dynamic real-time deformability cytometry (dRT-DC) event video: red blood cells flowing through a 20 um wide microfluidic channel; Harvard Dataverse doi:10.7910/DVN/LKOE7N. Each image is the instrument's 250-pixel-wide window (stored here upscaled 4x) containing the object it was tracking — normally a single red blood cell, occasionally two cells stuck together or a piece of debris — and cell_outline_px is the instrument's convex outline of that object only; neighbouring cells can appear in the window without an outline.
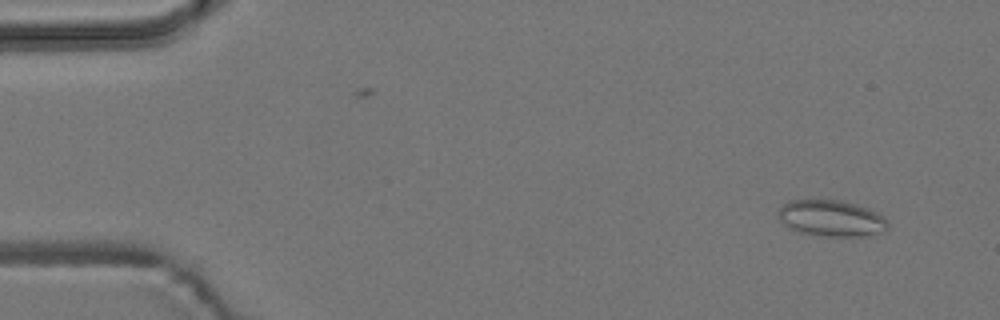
{"species": "common noctule bat (a hibernating species)", "species_latin": "Nyctalus noctula", "temperature_condition": "room temperature", "stored_images_in_passage": 6, "camera_frame_rate_fps": 3000, "um_per_image_px": 0.085, "animal": {"sex": "male", "body_mass_g": 19.2, "forearm_length_mm": 51.8}, "frame": {"image": 1, "passage_image": 1, "time_ms": 0.0, "image_size_px": [1000, 320], "cell_outline_px": [[888, 228], [884, 232], [864, 236], [820, 236], [800, 232], [784, 224], [776, 216], [780, 208], [788, 200], [812, 196], [840, 200], [856, 204], [868, 208], [884, 216], [888, 220]], "centroid_in_image_um": [70.64, 18.5], "position_along_channel_um": 14.4, "area_um2": 24.04}}
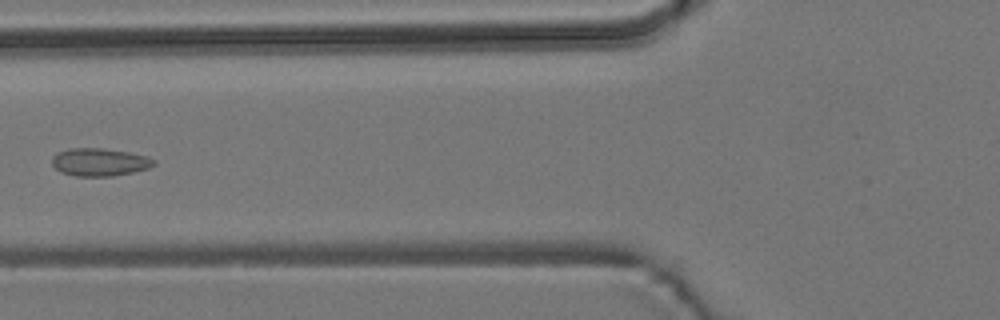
{"frame": {"image": 2, "passage_image": 5, "time_ms": 5.667, "image_size_px": [1000, 320], "cell_outline_px": [[156, 164], [148, 168], [132, 172], [112, 176], [76, 176], [60, 172], [52, 164], [52, 156], [56, 152], [68, 148], [104, 148], [128, 152], [148, 156], [156, 160]], "centroid_in_image_um": [8.45, 13.77], "position_along_channel_um": 117.3, "area_um2": 16.65}}
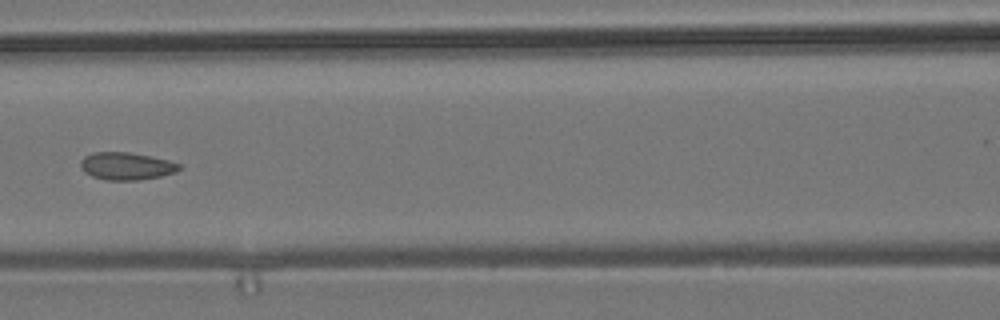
{"frame": {"image": 3, "passage_image": 6, "time_ms": 6.667, "image_size_px": [1000, 320], "cell_outline_px": [[180, 168], [176, 172], [160, 176], [140, 180], [104, 180], [92, 176], [84, 172], [80, 168], [80, 160], [84, 156], [92, 152], [128, 152], [168, 160], [180, 164]], "centroid_in_image_um": [10.69, 14.12], "position_along_channel_um": 155.9, "area_um2": 15.84}}